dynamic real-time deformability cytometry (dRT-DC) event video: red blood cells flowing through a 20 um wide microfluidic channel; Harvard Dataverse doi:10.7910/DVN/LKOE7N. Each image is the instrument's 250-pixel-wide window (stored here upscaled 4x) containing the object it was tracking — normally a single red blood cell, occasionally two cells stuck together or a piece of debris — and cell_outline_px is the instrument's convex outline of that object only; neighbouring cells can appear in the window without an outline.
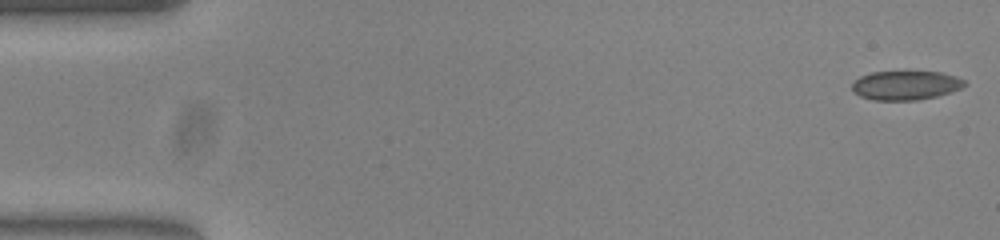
{"species": "common noctule bat (a hibernating species)", "species_latin": "Nyctalus noctula", "temperature_condition": "warm", "stored_images_in_passage": 54, "segment_of_instrument_passage": [1, 2], "camera_frame_rate_fps": 3000, "um_per_image_px": 0.085, "animal": {"sex": "female", "body_mass_g": 23.0, "forearm_length_mm": 53.4}, "frame": {"image": 1, "passage_image": 1, "time_ms": 0.0, "image_size_px": [1000, 240], "cell_outline_px": [[968, 84], [960, 88], [936, 96], [916, 100], [872, 100], [860, 96], [852, 88], [852, 84], [860, 76], [872, 72], [940, 72], [956, 76], [964, 80]], "centroid_in_image_um": [76.98, 7.25], "position_along_channel_um": 8.0, "area_um2": 18.84}}
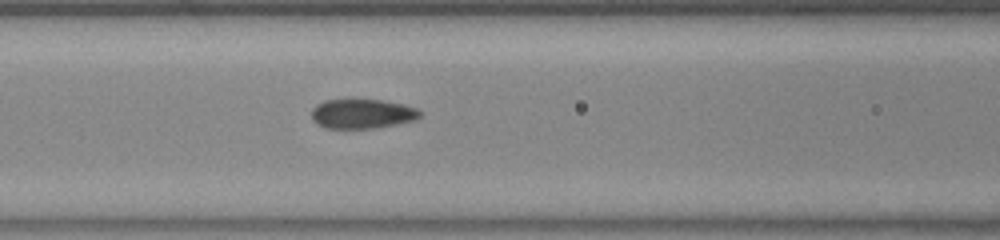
{"frame": {"image": 2, "passage_image": 22, "time_ms": 7.0, "image_size_px": [1000, 240], "cell_outline_px": [[420, 116], [416, 120], [380, 128], [324, 128], [316, 124], [312, 120], [312, 108], [316, 104], [324, 100], [380, 100], [404, 104], [416, 108], [420, 112]], "centroid_in_image_um": [30.77, 9.68], "position_along_channel_um": 135.8, "area_um2": 18.79}}
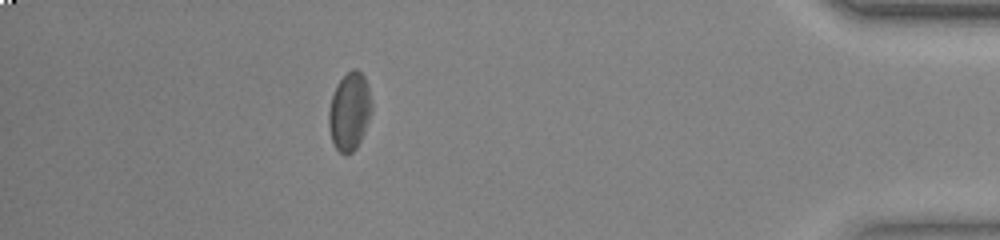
{"frame": {"image": 3, "passage_image": 47, "time_ms": 15.333, "image_size_px": [1000, 240], "cell_outline_px": [[372, 112], [364, 132], [356, 148], [352, 152], [344, 156], [332, 144], [328, 124], [328, 112], [332, 96], [336, 84], [352, 68], [356, 68], [364, 76], [368, 88], [372, 104]], "centroid_in_image_um": [29.69, 9.49], "position_along_channel_um": 405.5, "area_um2": 19.59}}